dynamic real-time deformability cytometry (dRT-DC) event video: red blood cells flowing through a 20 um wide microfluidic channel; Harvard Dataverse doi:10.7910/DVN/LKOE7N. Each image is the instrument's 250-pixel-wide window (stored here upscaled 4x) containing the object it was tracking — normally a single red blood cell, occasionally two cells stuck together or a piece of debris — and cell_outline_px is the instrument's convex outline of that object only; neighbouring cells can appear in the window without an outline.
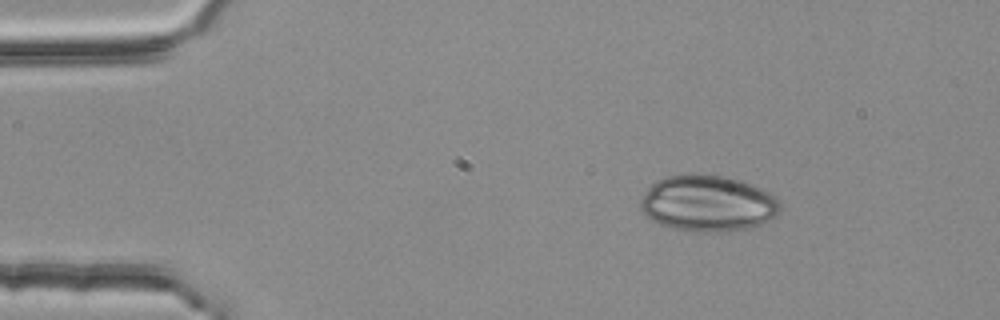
{"species": "common noctule bat (a hibernating species)", "species_latin": "Nyctalus noctula", "temperature_condition": "room temperature", "stored_images_in_passage": 2, "camera_frame_rate_fps": 3000, "um_per_image_px": 0.085, "animal": {"sex": "female", "body_mass_g": 25.1}, "frame": {"image": 1, "passage_image": 1, "time_ms": 0.0, "image_size_px": [1000, 320], "cell_outline_px": [[780, 212], [776, 216], [760, 224], [748, 228], [724, 232], [704, 232], [676, 228], [660, 224], [652, 220], [640, 212], [640, 200], [644, 192], [656, 180], [668, 176], [724, 176], [740, 180], [760, 188], [776, 196], [780, 204]], "centroid_in_image_um": [60.16, 17.31], "position_along_channel_um": 24.8, "area_um2": 45.26}}